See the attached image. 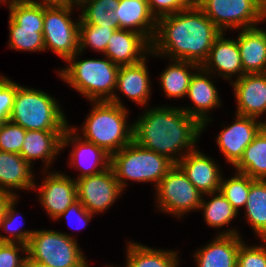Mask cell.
<instances>
[{"mask_svg": "<svg viewBox=\"0 0 266 267\" xmlns=\"http://www.w3.org/2000/svg\"><path fill=\"white\" fill-rule=\"evenodd\" d=\"M222 32L195 4L157 19L152 56L183 60L201 66Z\"/></svg>", "mask_w": 266, "mask_h": 267, "instance_id": "cell-1", "label": "cell"}, {"mask_svg": "<svg viewBox=\"0 0 266 267\" xmlns=\"http://www.w3.org/2000/svg\"><path fill=\"white\" fill-rule=\"evenodd\" d=\"M144 111L132 123L133 141L138 145L167 157L174 164L196 148L204 130L181 107L157 106Z\"/></svg>", "mask_w": 266, "mask_h": 267, "instance_id": "cell-2", "label": "cell"}, {"mask_svg": "<svg viewBox=\"0 0 266 267\" xmlns=\"http://www.w3.org/2000/svg\"><path fill=\"white\" fill-rule=\"evenodd\" d=\"M80 54L78 51L68 58L66 68L59 70L58 76L91 102L109 101L125 107L115 94L120 66L108 57L81 60L77 57Z\"/></svg>", "mask_w": 266, "mask_h": 267, "instance_id": "cell-3", "label": "cell"}, {"mask_svg": "<svg viewBox=\"0 0 266 267\" xmlns=\"http://www.w3.org/2000/svg\"><path fill=\"white\" fill-rule=\"evenodd\" d=\"M92 103L81 127V137L112 155L133 140V124L127 123L129 110L109 101Z\"/></svg>", "mask_w": 266, "mask_h": 267, "instance_id": "cell-4", "label": "cell"}, {"mask_svg": "<svg viewBox=\"0 0 266 267\" xmlns=\"http://www.w3.org/2000/svg\"><path fill=\"white\" fill-rule=\"evenodd\" d=\"M55 99L43 90L18 84L9 120L26 131H66L67 118Z\"/></svg>", "mask_w": 266, "mask_h": 267, "instance_id": "cell-5", "label": "cell"}, {"mask_svg": "<svg viewBox=\"0 0 266 267\" xmlns=\"http://www.w3.org/2000/svg\"><path fill=\"white\" fill-rule=\"evenodd\" d=\"M174 165L167 157L145 149L133 140L120 151L113 153L110 162L122 190L127 186L126 181L130 180L152 182L156 188Z\"/></svg>", "mask_w": 266, "mask_h": 267, "instance_id": "cell-6", "label": "cell"}, {"mask_svg": "<svg viewBox=\"0 0 266 267\" xmlns=\"http://www.w3.org/2000/svg\"><path fill=\"white\" fill-rule=\"evenodd\" d=\"M75 237L55 230H35L27 258L50 267H86L88 261Z\"/></svg>", "mask_w": 266, "mask_h": 267, "instance_id": "cell-7", "label": "cell"}, {"mask_svg": "<svg viewBox=\"0 0 266 267\" xmlns=\"http://www.w3.org/2000/svg\"><path fill=\"white\" fill-rule=\"evenodd\" d=\"M9 47L46 51L43 38L44 0H16L9 7Z\"/></svg>", "mask_w": 266, "mask_h": 267, "instance_id": "cell-8", "label": "cell"}, {"mask_svg": "<svg viewBox=\"0 0 266 267\" xmlns=\"http://www.w3.org/2000/svg\"><path fill=\"white\" fill-rule=\"evenodd\" d=\"M74 7L44 0L43 38L45 50H51L64 61L79 51L78 20L70 17Z\"/></svg>", "mask_w": 266, "mask_h": 267, "instance_id": "cell-9", "label": "cell"}, {"mask_svg": "<svg viewBox=\"0 0 266 267\" xmlns=\"http://www.w3.org/2000/svg\"><path fill=\"white\" fill-rule=\"evenodd\" d=\"M155 189L156 205L161 212L181 218L192 210H199L203 195L177 164L168 171Z\"/></svg>", "mask_w": 266, "mask_h": 267, "instance_id": "cell-10", "label": "cell"}, {"mask_svg": "<svg viewBox=\"0 0 266 267\" xmlns=\"http://www.w3.org/2000/svg\"><path fill=\"white\" fill-rule=\"evenodd\" d=\"M196 5L221 32L252 28L266 19L257 0H196Z\"/></svg>", "mask_w": 266, "mask_h": 267, "instance_id": "cell-11", "label": "cell"}, {"mask_svg": "<svg viewBox=\"0 0 266 267\" xmlns=\"http://www.w3.org/2000/svg\"><path fill=\"white\" fill-rule=\"evenodd\" d=\"M77 199L91 213L106 211L123 192L110 166L103 172L75 180Z\"/></svg>", "mask_w": 266, "mask_h": 267, "instance_id": "cell-12", "label": "cell"}, {"mask_svg": "<svg viewBox=\"0 0 266 267\" xmlns=\"http://www.w3.org/2000/svg\"><path fill=\"white\" fill-rule=\"evenodd\" d=\"M76 127H68L62 135V150L72 144L69 165L80 170L74 180L99 174L110 167L111 155L94 143L84 140L77 132ZM71 142V143H70Z\"/></svg>", "mask_w": 266, "mask_h": 267, "instance_id": "cell-13", "label": "cell"}, {"mask_svg": "<svg viewBox=\"0 0 266 267\" xmlns=\"http://www.w3.org/2000/svg\"><path fill=\"white\" fill-rule=\"evenodd\" d=\"M46 173V174H44ZM44 179L41 186L34 185L33 189H38L39 200L47 214L56 220L71 204L76 202L77 190L76 182L67 174L57 172H43ZM37 186V187H36ZM39 187V188H38Z\"/></svg>", "mask_w": 266, "mask_h": 267, "instance_id": "cell-14", "label": "cell"}, {"mask_svg": "<svg viewBox=\"0 0 266 267\" xmlns=\"http://www.w3.org/2000/svg\"><path fill=\"white\" fill-rule=\"evenodd\" d=\"M235 122L221 130L216 143L226 157V162L235 166L243 156L244 150L264 127L259 119L235 113Z\"/></svg>", "mask_w": 266, "mask_h": 267, "instance_id": "cell-15", "label": "cell"}, {"mask_svg": "<svg viewBox=\"0 0 266 267\" xmlns=\"http://www.w3.org/2000/svg\"><path fill=\"white\" fill-rule=\"evenodd\" d=\"M211 76L213 77L201 66L194 72L186 95L192 101L194 108L192 106L181 108L187 115L194 117L202 125V129L207 127L208 122H212V118L208 116L209 111L221 106V99Z\"/></svg>", "mask_w": 266, "mask_h": 267, "instance_id": "cell-16", "label": "cell"}, {"mask_svg": "<svg viewBox=\"0 0 266 267\" xmlns=\"http://www.w3.org/2000/svg\"><path fill=\"white\" fill-rule=\"evenodd\" d=\"M238 230L219 232L208 244L194 253L197 267H237V257L242 241Z\"/></svg>", "mask_w": 266, "mask_h": 267, "instance_id": "cell-17", "label": "cell"}, {"mask_svg": "<svg viewBox=\"0 0 266 267\" xmlns=\"http://www.w3.org/2000/svg\"><path fill=\"white\" fill-rule=\"evenodd\" d=\"M230 85L237 102L236 114L256 119L266 114V73L244 74Z\"/></svg>", "mask_w": 266, "mask_h": 267, "instance_id": "cell-18", "label": "cell"}, {"mask_svg": "<svg viewBox=\"0 0 266 267\" xmlns=\"http://www.w3.org/2000/svg\"><path fill=\"white\" fill-rule=\"evenodd\" d=\"M177 165L202 195L219 191L222 171L212 158L202 154L198 148L187 153Z\"/></svg>", "mask_w": 266, "mask_h": 267, "instance_id": "cell-19", "label": "cell"}, {"mask_svg": "<svg viewBox=\"0 0 266 267\" xmlns=\"http://www.w3.org/2000/svg\"><path fill=\"white\" fill-rule=\"evenodd\" d=\"M151 53V43L131 30L117 29L110 37L104 57L118 66L134 65Z\"/></svg>", "mask_w": 266, "mask_h": 267, "instance_id": "cell-20", "label": "cell"}, {"mask_svg": "<svg viewBox=\"0 0 266 267\" xmlns=\"http://www.w3.org/2000/svg\"><path fill=\"white\" fill-rule=\"evenodd\" d=\"M225 32H222L214 41L209 55L201 67L215 75H220L226 80L232 82V77L239 79L245 73L241 62V56L236 39L224 38ZM231 80V81H230Z\"/></svg>", "mask_w": 266, "mask_h": 267, "instance_id": "cell-21", "label": "cell"}, {"mask_svg": "<svg viewBox=\"0 0 266 267\" xmlns=\"http://www.w3.org/2000/svg\"><path fill=\"white\" fill-rule=\"evenodd\" d=\"M65 131H32L27 130L21 148V157L31 166L35 160H43L45 169L54 162V158L62 151V135Z\"/></svg>", "mask_w": 266, "mask_h": 267, "instance_id": "cell-22", "label": "cell"}, {"mask_svg": "<svg viewBox=\"0 0 266 267\" xmlns=\"http://www.w3.org/2000/svg\"><path fill=\"white\" fill-rule=\"evenodd\" d=\"M114 12L119 18V29L137 32L152 42L157 19L151 13L147 0H120Z\"/></svg>", "mask_w": 266, "mask_h": 267, "instance_id": "cell-23", "label": "cell"}, {"mask_svg": "<svg viewBox=\"0 0 266 267\" xmlns=\"http://www.w3.org/2000/svg\"><path fill=\"white\" fill-rule=\"evenodd\" d=\"M236 40L245 74L266 73V29H241Z\"/></svg>", "mask_w": 266, "mask_h": 267, "instance_id": "cell-24", "label": "cell"}, {"mask_svg": "<svg viewBox=\"0 0 266 267\" xmlns=\"http://www.w3.org/2000/svg\"><path fill=\"white\" fill-rule=\"evenodd\" d=\"M32 168L20 154L0 151V190L15 197H18L15 192L17 189L34 190L35 177Z\"/></svg>", "mask_w": 266, "mask_h": 267, "instance_id": "cell-25", "label": "cell"}, {"mask_svg": "<svg viewBox=\"0 0 266 267\" xmlns=\"http://www.w3.org/2000/svg\"><path fill=\"white\" fill-rule=\"evenodd\" d=\"M147 59L134 64L120 66L117 75L116 90L126 95L132 102L137 105L146 106L151 93V81L147 68Z\"/></svg>", "mask_w": 266, "mask_h": 267, "instance_id": "cell-26", "label": "cell"}, {"mask_svg": "<svg viewBox=\"0 0 266 267\" xmlns=\"http://www.w3.org/2000/svg\"><path fill=\"white\" fill-rule=\"evenodd\" d=\"M125 267H178L175 250H158L138 242H128Z\"/></svg>", "mask_w": 266, "mask_h": 267, "instance_id": "cell-27", "label": "cell"}, {"mask_svg": "<svg viewBox=\"0 0 266 267\" xmlns=\"http://www.w3.org/2000/svg\"><path fill=\"white\" fill-rule=\"evenodd\" d=\"M168 67L159 75L161 88L168 98H185L192 75V71L200 66L183 60H172ZM190 69V70H189Z\"/></svg>", "mask_w": 266, "mask_h": 267, "instance_id": "cell-28", "label": "cell"}, {"mask_svg": "<svg viewBox=\"0 0 266 267\" xmlns=\"http://www.w3.org/2000/svg\"><path fill=\"white\" fill-rule=\"evenodd\" d=\"M236 172L254 180H266V128L263 127L234 166Z\"/></svg>", "mask_w": 266, "mask_h": 267, "instance_id": "cell-29", "label": "cell"}, {"mask_svg": "<svg viewBox=\"0 0 266 267\" xmlns=\"http://www.w3.org/2000/svg\"><path fill=\"white\" fill-rule=\"evenodd\" d=\"M246 221L261 240H266V180H255L245 206Z\"/></svg>", "mask_w": 266, "mask_h": 267, "instance_id": "cell-30", "label": "cell"}, {"mask_svg": "<svg viewBox=\"0 0 266 267\" xmlns=\"http://www.w3.org/2000/svg\"><path fill=\"white\" fill-rule=\"evenodd\" d=\"M207 195L208 198L210 196L212 198L208 202H205V198L203 197ZM199 209L203 210V217L206 224L213 228H221L224 225H229L239 213L219 191L204 194Z\"/></svg>", "mask_w": 266, "mask_h": 267, "instance_id": "cell-31", "label": "cell"}, {"mask_svg": "<svg viewBox=\"0 0 266 267\" xmlns=\"http://www.w3.org/2000/svg\"><path fill=\"white\" fill-rule=\"evenodd\" d=\"M120 0H89L81 7L80 18L87 24L119 28L115 10Z\"/></svg>", "mask_w": 266, "mask_h": 267, "instance_id": "cell-32", "label": "cell"}, {"mask_svg": "<svg viewBox=\"0 0 266 267\" xmlns=\"http://www.w3.org/2000/svg\"><path fill=\"white\" fill-rule=\"evenodd\" d=\"M255 180L248 175L235 171L233 177L221 178L219 192L231 203L238 212L240 207L245 208L250 190V185Z\"/></svg>", "mask_w": 266, "mask_h": 267, "instance_id": "cell-33", "label": "cell"}, {"mask_svg": "<svg viewBox=\"0 0 266 267\" xmlns=\"http://www.w3.org/2000/svg\"><path fill=\"white\" fill-rule=\"evenodd\" d=\"M16 199L19 200V197H14L7 205L5 216L0 220V229L6 231L7 234L9 233V236H6L1 235L0 232V242L20 243L27 246L35 230H22L23 228L21 227H23L25 221L22 217L23 221L19 218V212L14 209L17 204ZM18 219L21 220L22 225H18L19 223L17 224Z\"/></svg>", "mask_w": 266, "mask_h": 267, "instance_id": "cell-34", "label": "cell"}, {"mask_svg": "<svg viewBox=\"0 0 266 267\" xmlns=\"http://www.w3.org/2000/svg\"><path fill=\"white\" fill-rule=\"evenodd\" d=\"M117 29L119 28L87 24L80 18L78 38L79 52L83 53V50L85 51V49L88 48L87 46H89L95 52H99L104 55L108 46V41Z\"/></svg>", "mask_w": 266, "mask_h": 267, "instance_id": "cell-35", "label": "cell"}, {"mask_svg": "<svg viewBox=\"0 0 266 267\" xmlns=\"http://www.w3.org/2000/svg\"><path fill=\"white\" fill-rule=\"evenodd\" d=\"M26 130L7 120L0 124V151L20 154Z\"/></svg>", "mask_w": 266, "mask_h": 267, "instance_id": "cell-36", "label": "cell"}, {"mask_svg": "<svg viewBox=\"0 0 266 267\" xmlns=\"http://www.w3.org/2000/svg\"><path fill=\"white\" fill-rule=\"evenodd\" d=\"M262 244L247 246L244 241L238 250L237 267H266V240Z\"/></svg>", "mask_w": 266, "mask_h": 267, "instance_id": "cell-37", "label": "cell"}, {"mask_svg": "<svg viewBox=\"0 0 266 267\" xmlns=\"http://www.w3.org/2000/svg\"><path fill=\"white\" fill-rule=\"evenodd\" d=\"M20 251L24 256H20ZM27 246L20 243L0 242V267H23Z\"/></svg>", "mask_w": 266, "mask_h": 267, "instance_id": "cell-38", "label": "cell"}, {"mask_svg": "<svg viewBox=\"0 0 266 267\" xmlns=\"http://www.w3.org/2000/svg\"><path fill=\"white\" fill-rule=\"evenodd\" d=\"M17 89L18 83L0 75V124L10 118Z\"/></svg>", "mask_w": 266, "mask_h": 267, "instance_id": "cell-39", "label": "cell"}, {"mask_svg": "<svg viewBox=\"0 0 266 267\" xmlns=\"http://www.w3.org/2000/svg\"><path fill=\"white\" fill-rule=\"evenodd\" d=\"M151 13L156 19L175 14L196 4V0H147Z\"/></svg>", "mask_w": 266, "mask_h": 267, "instance_id": "cell-40", "label": "cell"}, {"mask_svg": "<svg viewBox=\"0 0 266 267\" xmlns=\"http://www.w3.org/2000/svg\"><path fill=\"white\" fill-rule=\"evenodd\" d=\"M94 214H91L82 204L79 200H77L76 202H74L73 204H71L60 216H58V219H61L62 217L67 219V223L69 224V226L71 225V228H75V230L77 229H82L84 228L89 221L92 219V216ZM72 221H74V223L76 222L77 224L79 223L80 226L74 225L72 223ZM72 223V224H71Z\"/></svg>", "mask_w": 266, "mask_h": 267, "instance_id": "cell-41", "label": "cell"}, {"mask_svg": "<svg viewBox=\"0 0 266 267\" xmlns=\"http://www.w3.org/2000/svg\"><path fill=\"white\" fill-rule=\"evenodd\" d=\"M15 196L13 194L0 190V220L5 216L7 205L12 201Z\"/></svg>", "mask_w": 266, "mask_h": 267, "instance_id": "cell-42", "label": "cell"}, {"mask_svg": "<svg viewBox=\"0 0 266 267\" xmlns=\"http://www.w3.org/2000/svg\"><path fill=\"white\" fill-rule=\"evenodd\" d=\"M54 3L81 8L89 0H51Z\"/></svg>", "mask_w": 266, "mask_h": 267, "instance_id": "cell-43", "label": "cell"}, {"mask_svg": "<svg viewBox=\"0 0 266 267\" xmlns=\"http://www.w3.org/2000/svg\"><path fill=\"white\" fill-rule=\"evenodd\" d=\"M23 267H50V266L44 265L40 262H35V261H32V260L26 258Z\"/></svg>", "mask_w": 266, "mask_h": 267, "instance_id": "cell-44", "label": "cell"}, {"mask_svg": "<svg viewBox=\"0 0 266 267\" xmlns=\"http://www.w3.org/2000/svg\"><path fill=\"white\" fill-rule=\"evenodd\" d=\"M260 8L266 16V0H257Z\"/></svg>", "mask_w": 266, "mask_h": 267, "instance_id": "cell-45", "label": "cell"}, {"mask_svg": "<svg viewBox=\"0 0 266 267\" xmlns=\"http://www.w3.org/2000/svg\"><path fill=\"white\" fill-rule=\"evenodd\" d=\"M2 3H6L8 5V7L16 0H0Z\"/></svg>", "mask_w": 266, "mask_h": 267, "instance_id": "cell-46", "label": "cell"}]
</instances>
